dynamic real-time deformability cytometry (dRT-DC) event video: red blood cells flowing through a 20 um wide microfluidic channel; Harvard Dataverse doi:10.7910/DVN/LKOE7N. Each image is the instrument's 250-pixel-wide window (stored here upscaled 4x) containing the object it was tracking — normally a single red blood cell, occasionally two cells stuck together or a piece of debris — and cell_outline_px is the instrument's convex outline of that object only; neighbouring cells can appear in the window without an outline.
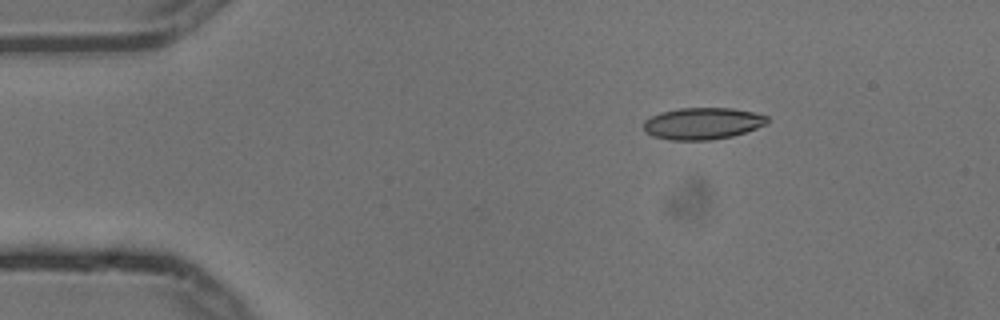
{"species": "common noctule bat (a hibernating species)", "species_latin": "Nyctalus noctula", "temperature_condition": "cold", "stored_images_in_passage": 3, "camera_frame_rate_fps": 3000, "um_per_image_px": 0.085, "animal": {"sex": "male", "body_mass_g": 13.3}, "frame": {"image": 1, "passage_image": 1, "time_ms": 0.0, "image_size_px": [1000, 320], "cell_outline_px": [[768, 124], [732, 136], [708, 140], [672, 140], [652, 136], [644, 132], [644, 120], [660, 112], [680, 108], [732, 108], [752, 112], [768, 116]], "centroid_in_image_um": [59.7, 10.49], "position_along_channel_um": 25.3, "area_um2": 22.89}}